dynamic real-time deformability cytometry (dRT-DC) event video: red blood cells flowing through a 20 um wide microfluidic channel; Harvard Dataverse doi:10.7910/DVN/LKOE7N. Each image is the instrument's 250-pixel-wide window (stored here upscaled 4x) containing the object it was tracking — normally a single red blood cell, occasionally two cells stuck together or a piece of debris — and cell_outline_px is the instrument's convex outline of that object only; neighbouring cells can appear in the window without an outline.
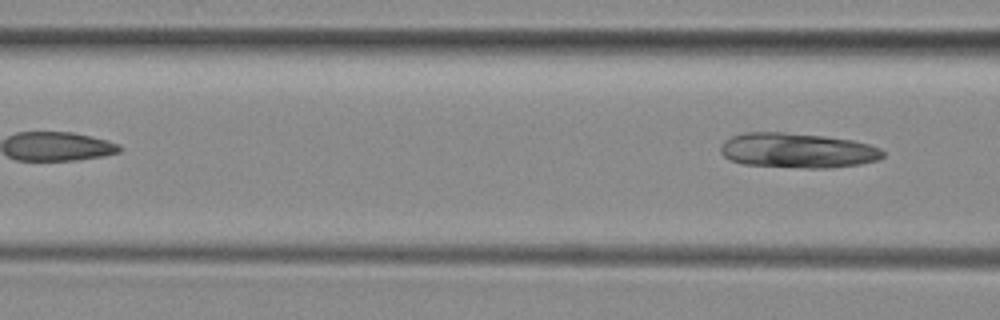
{"species": "common noctule bat (a hibernating species)", "species_latin": "Nyctalus noctula", "temperature_condition": "room temperature", "stored_images_in_passage": 3, "segment_of_instrument_passage": [2, 2], "camera_frame_rate_fps": 3000, "um_per_image_px": 0.085, "animal": {"sex": "female", "body_mass_g": 29.2, "forearm_length_mm": 56.3}, "frame": {"image": 1, "passage_image": 3, "time_ms": 2.333, "image_size_px": [1000, 320], "cell_outline_px": [[884, 156], [880, 160], [860, 164], [828, 168], [804, 168], [744, 164], [732, 160], [724, 156], [720, 152], [720, 144], [724, 140], [732, 136], [744, 132], [784, 132], [824, 136], [852, 140], [868, 144], [880, 148], [884, 152]], "centroid_in_image_um": [67.78, 12.79], "position_along_channel_um": 98.8, "area_um2": 33.18}}